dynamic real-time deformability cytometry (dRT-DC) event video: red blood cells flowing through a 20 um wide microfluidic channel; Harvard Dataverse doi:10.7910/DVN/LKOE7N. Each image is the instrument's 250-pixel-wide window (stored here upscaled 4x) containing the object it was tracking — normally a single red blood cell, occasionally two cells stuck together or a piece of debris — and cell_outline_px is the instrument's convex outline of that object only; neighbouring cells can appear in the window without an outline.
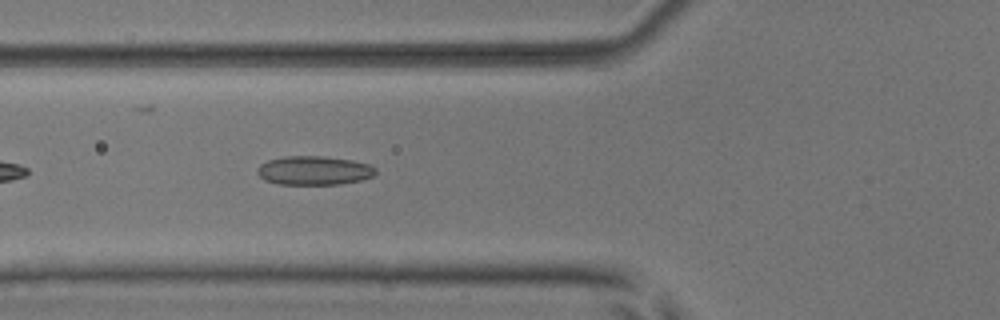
{"species": "common noctule bat (a hibernating species)", "species_latin": "Nyctalus noctula", "temperature_condition": "room temperature", "stored_images_in_passage": 38, "camera_frame_rate_fps": 3000, "um_per_image_px": 0.085, "animal": {"sex": "male", "body_mass_g": 17.9, "forearm_length_mm": 54.2}, "frame": {"image": 1, "passage_image": 6, "time_ms": 1.667, "image_size_px": [1000, 320], "cell_outline_px": [[376, 172], [372, 176], [360, 180], [340, 184], [280, 184], [264, 180], [256, 172], [256, 168], [260, 164], [268, 160], [284, 156], [324, 156], [352, 160], [368, 164], [376, 168]], "centroid_in_image_um": [26.66, 14.48], "position_along_channel_um": 99.1, "area_um2": 19.94}}
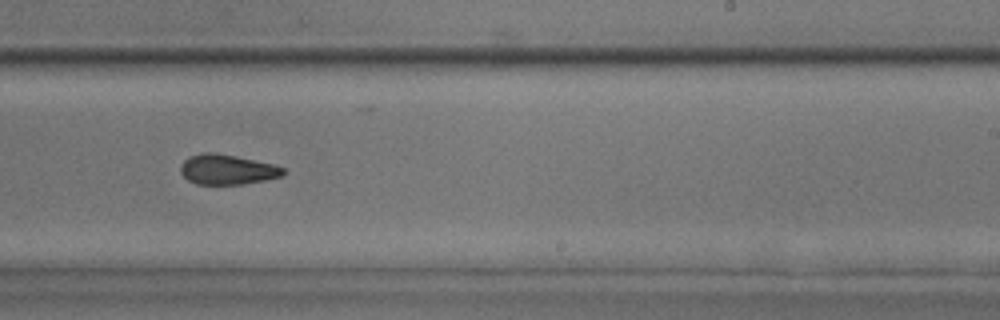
{"frame": {"image": 2, "passage_image": 19, "time_ms": 6.0, "image_size_px": [1000, 320], "cell_outline_px": [[288, 172], [284, 176], [244, 184], [196, 184], [188, 180], [180, 172], [180, 164], [188, 156], [200, 152], [216, 152], [236, 156], [272, 164], [284, 168]], "centroid_in_image_um": [19.3, 14.4], "position_along_channel_um": 269.7, "area_um2": 18.21}}
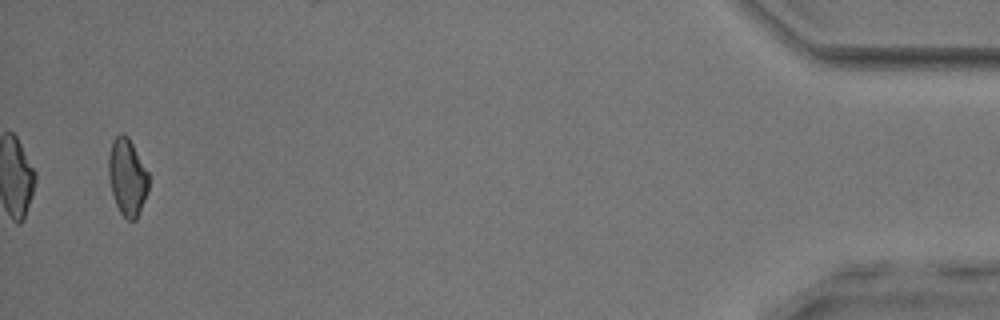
{"frame": {"image": 3, "passage_image": 37, "time_ms": 12.0, "image_size_px": [1000, 320], "cell_outline_px": [[148, 192], [136, 220], [128, 220], [120, 212], [116, 204], [112, 192], [108, 176], [108, 156], [112, 140], [120, 132], [128, 136], [148, 172]], "centroid_in_image_um": [10.81, 15.03], "position_along_channel_um": 424.4, "area_um2": 17.98}, "authors_computed_cell_mechanics": {"area_um2": 18.4382, "velocity_mm_per_s": 3.9434, "shape_relaxation_time_tau1_ms": null, "shape_relaxation_time_tau2_ms": 2.1288, "deformation_change_tau1": null, "deformation_change_tau2": 0.0771}}